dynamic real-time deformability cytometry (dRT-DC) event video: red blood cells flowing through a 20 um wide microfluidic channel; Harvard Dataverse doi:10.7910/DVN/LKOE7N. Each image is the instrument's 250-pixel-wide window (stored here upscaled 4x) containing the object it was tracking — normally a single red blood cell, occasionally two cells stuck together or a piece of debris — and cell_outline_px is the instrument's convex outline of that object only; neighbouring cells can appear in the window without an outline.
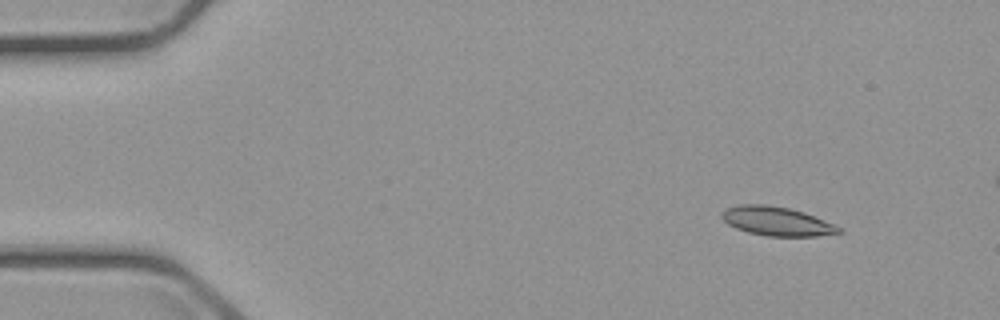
{"species": "common noctule bat (a hibernating species)", "species_latin": "Nyctalus noctula", "temperature_condition": "cold", "stored_images_in_passage": 4, "camera_frame_rate_fps": 3000, "um_per_image_px": 0.085, "animal": {"sex": "male", "body_mass_g": 23.1, "forearm_length_mm": 52.7}, "frame": {"image": 1, "passage_image": 1, "time_ms": 0.0, "image_size_px": [1000, 320], "cell_outline_px": [[844, 232], [816, 236], [764, 236], [748, 232], [736, 228], [728, 224], [720, 216], [720, 212], [728, 208], [740, 204], [764, 204], [788, 208], [804, 212], [832, 224], [840, 228]], "centroid_in_image_um": [65.98, 18.81], "position_along_channel_um": 19.0, "area_um2": 19.59}}